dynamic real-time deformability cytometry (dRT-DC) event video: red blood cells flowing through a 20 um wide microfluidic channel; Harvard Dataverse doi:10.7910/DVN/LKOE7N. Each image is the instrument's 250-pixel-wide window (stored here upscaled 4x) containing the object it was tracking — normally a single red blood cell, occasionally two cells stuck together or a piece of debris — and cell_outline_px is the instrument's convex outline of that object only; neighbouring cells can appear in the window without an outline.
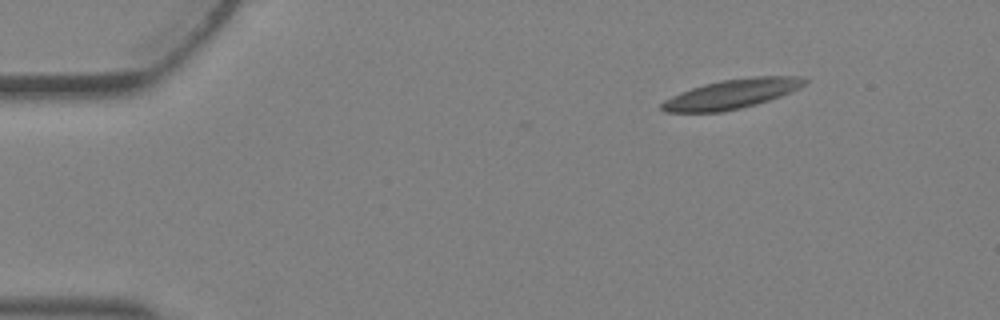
{"species": "Egyptian fruit bat (a non-hibernating species)", "species_latin": "Rousettus aegyptiacus", "temperature_condition": "warm", "stored_images_in_passage": 4, "camera_frame_rate_fps": 3000, "um_per_image_px": 0.085, "animal": {"sex": "female"}, "frame": {"image": 1, "passage_image": 1, "time_ms": 0.0, "image_size_px": [1000, 320], "cell_outline_px": [[808, 80], [800, 88], [792, 92], [756, 104], [740, 108], [720, 112], [664, 112], [660, 108], [660, 104], [664, 100], [680, 92], [704, 84], [720, 80], [752, 76], [796, 76]], "centroid_in_image_um": [62.18, 7.98], "position_along_channel_um": 22.8, "area_um2": 24.45}}